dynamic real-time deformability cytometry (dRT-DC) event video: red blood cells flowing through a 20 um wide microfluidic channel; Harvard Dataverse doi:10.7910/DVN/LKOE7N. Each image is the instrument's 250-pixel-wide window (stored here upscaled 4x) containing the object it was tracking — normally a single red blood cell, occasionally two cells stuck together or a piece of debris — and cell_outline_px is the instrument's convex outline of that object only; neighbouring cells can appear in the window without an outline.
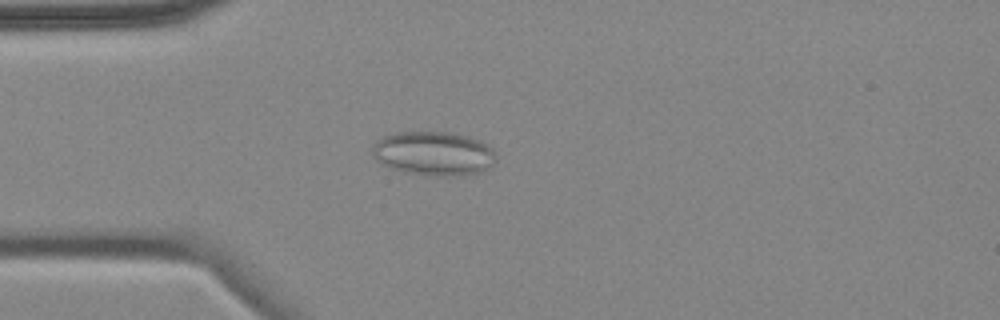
{"species": "common noctule bat (a hibernating species)", "species_latin": "Nyctalus noctula", "temperature_condition": "cold", "stored_images_in_passage": 6, "camera_frame_rate_fps": 3000, "um_per_image_px": 0.085, "animal": {"sex": "female", "body_mass_g": 18.4}, "frame": {"image": 1, "passage_image": 3, "time_ms": 3.0, "image_size_px": [1000, 320], "cell_outline_px": [[496, 160], [488, 168], [480, 172], [464, 176], [432, 176], [404, 172], [392, 168], [376, 160], [372, 156], [372, 148], [384, 136], [396, 132], [448, 132], [468, 136], [492, 148], [496, 156]], "centroid_in_image_um": [36.87, 13.06], "position_along_channel_um": 48.1, "area_um2": 31.67}}